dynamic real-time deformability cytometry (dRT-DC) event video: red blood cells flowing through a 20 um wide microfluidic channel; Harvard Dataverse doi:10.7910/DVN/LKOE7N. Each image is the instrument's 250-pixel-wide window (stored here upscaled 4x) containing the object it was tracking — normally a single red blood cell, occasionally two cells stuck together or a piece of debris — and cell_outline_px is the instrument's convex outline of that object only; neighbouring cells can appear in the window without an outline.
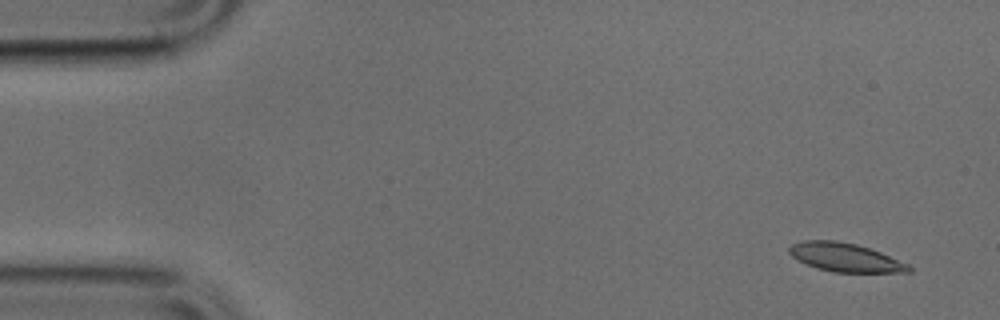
{"species": "common noctule bat (a hibernating species)", "species_latin": "Nyctalus noctula", "temperature_condition": "cold", "stored_images_in_passage": 50, "camera_frame_rate_fps": 3000, "um_per_image_px": 0.085, "animal": {"sex": "male", "body_mass_g": 17.9, "forearm_length_mm": 54.2}, "frame": {"image": 1, "passage_image": 3, "time_ms": 0.667, "image_size_px": [1000, 320], "cell_outline_px": [[912, 272], [832, 272], [816, 268], [792, 256], [788, 252], [788, 248], [792, 244], [804, 240], [836, 240], [856, 244], [880, 252], [908, 264], [912, 268]], "centroid_in_image_um": [71.83, 21.87], "position_along_channel_um": 13.2, "area_um2": 19.77}}
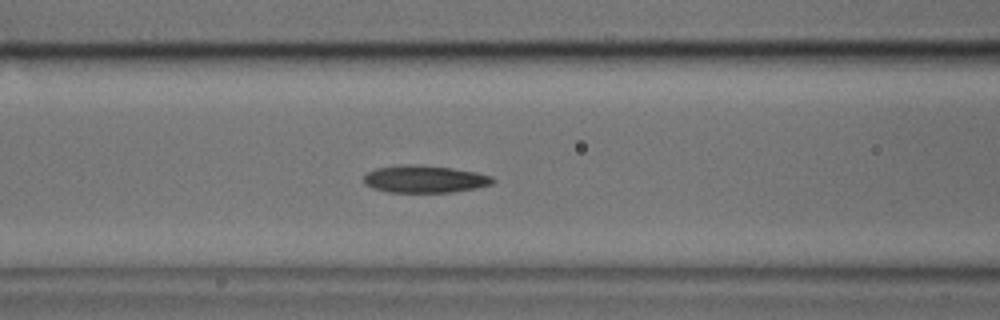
{"frame": {"image": 2, "passage_image": 20, "time_ms": 6.333, "image_size_px": [1000, 320], "cell_outline_px": [[496, 180], [492, 184], [476, 188], [452, 192], [388, 192], [372, 188], [364, 184], [364, 176], [368, 172], [376, 168], [400, 164], [420, 164], [452, 168], [476, 172], [492, 176]], "centroid_in_image_um": [36.09, 15.21], "position_along_channel_um": 130.5, "area_um2": 20.75}}
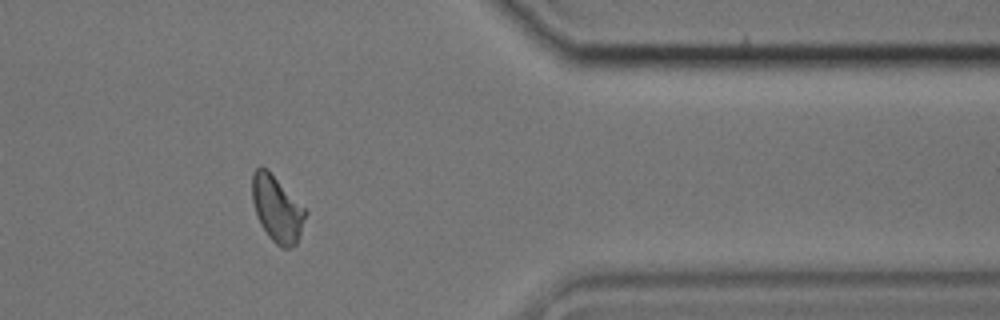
{"frame": {"image": 3, "passage_image": 41, "time_ms": 13.333, "image_size_px": [1000, 320], "cell_outline_px": [[308, 212], [296, 244], [288, 248], [280, 248], [268, 236], [260, 224], [252, 200], [252, 176], [256, 168], [260, 164], [268, 168]], "centroid_in_image_um": [23.54, 17.72], "position_along_channel_um": 387.9, "area_um2": 20.58}}